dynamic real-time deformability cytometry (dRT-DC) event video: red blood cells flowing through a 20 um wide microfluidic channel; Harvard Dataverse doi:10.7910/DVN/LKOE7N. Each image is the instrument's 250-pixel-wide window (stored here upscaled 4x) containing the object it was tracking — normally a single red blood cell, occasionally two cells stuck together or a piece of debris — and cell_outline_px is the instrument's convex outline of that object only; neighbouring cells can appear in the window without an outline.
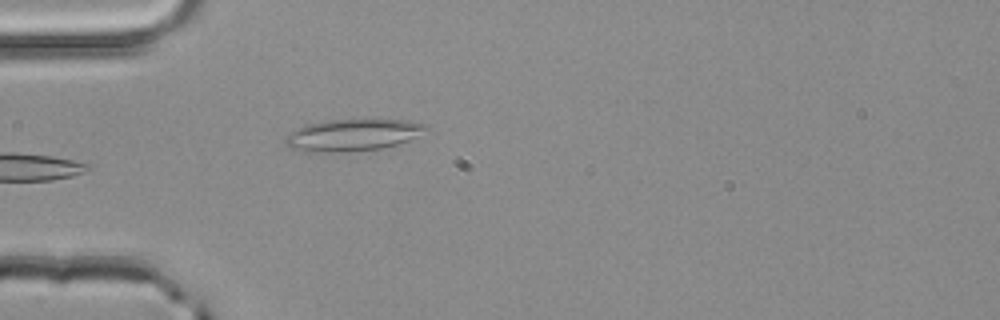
{"species": "common noctule bat (a hibernating species)", "species_latin": "Nyctalus noctula", "temperature_condition": "room temperature", "stored_images_in_passage": 4, "camera_frame_rate_fps": 3000, "um_per_image_px": 0.085, "animal": {"sex": "male", "body_mass_g": 20.4}, "frame": {"image": 1, "passage_image": 4, "time_ms": 1.0, "image_size_px": [1000, 320], "cell_outline_px": [[428, 128], [416, 136], [408, 140], [396, 144], [380, 148], [328, 152], [304, 152], [292, 148], [284, 144], [284, 140], [288, 132], [304, 124], [328, 120], [364, 116], [380, 116], [428, 124]], "centroid_in_image_um": [29.96, 11.4], "position_along_channel_um": 55.0, "area_um2": 27.17}}